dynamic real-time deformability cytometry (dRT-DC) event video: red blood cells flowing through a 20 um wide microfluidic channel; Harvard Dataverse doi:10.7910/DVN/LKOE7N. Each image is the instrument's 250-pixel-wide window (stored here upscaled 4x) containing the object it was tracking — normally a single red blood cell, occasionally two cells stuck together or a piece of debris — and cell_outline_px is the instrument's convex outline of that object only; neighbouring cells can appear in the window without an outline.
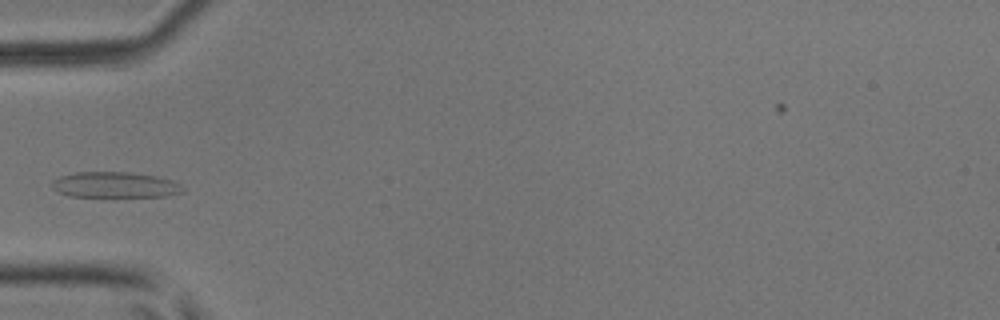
{"species": "common noctule bat (a hibernating species)", "species_latin": "Nyctalus noctula", "temperature_condition": "room temperature", "stored_images_in_passage": 4, "camera_frame_rate_fps": 3000, "um_per_image_px": 0.085, "animal": {"sex": "male", "body_mass_g": 17.9, "forearm_length_mm": 54.2}, "frame": {"image": 1, "passage_image": 3, "time_ms": 0.667, "image_size_px": [1000, 320], "cell_outline_px": [[184, 192], [164, 196], [112, 200], [72, 196], [60, 192], [52, 188], [52, 180], [60, 176], [76, 172], [128, 172], [156, 176], [172, 180], [180, 184]], "centroid_in_image_um": [9.77, 15.77], "position_along_channel_um": 75.2, "area_um2": 20.69}}
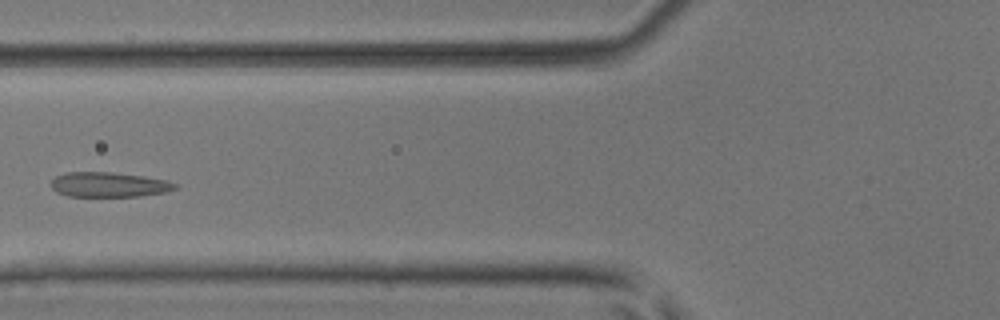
{"frame": {"image": 2, "passage_image": 4, "time_ms": 1.0, "image_size_px": [1000, 320], "cell_outline_px": [[180, 184], [176, 188], [164, 192], [140, 196], [68, 196], [56, 192], [48, 184], [56, 176], [64, 172], [112, 172], [144, 176], [168, 180]], "centroid_in_image_um": [9.24, 15.68], "position_along_channel_um": 116.6, "area_um2": 18.15}}